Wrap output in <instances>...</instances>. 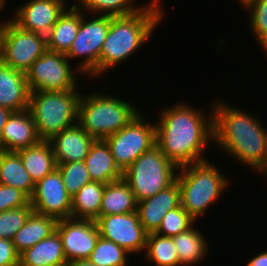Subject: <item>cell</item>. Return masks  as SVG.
I'll list each match as a JSON object with an SVG mask.
<instances>
[{"instance_id":"cell-1","label":"cell","mask_w":267,"mask_h":266,"mask_svg":"<svg viewBox=\"0 0 267 266\" xmlns=\"http://www.w3.org/2000/svg\"><path fill=\"white\" fill-rule=\"evenodd\" d=\"M180 103L163 109L156 123V145L178 168L206 161L204 149L214 140L213 110L209 117Z\"/></svg>"},{"instance_id":"cell-2","label":"cell","mask_w":267,"mask_h":266,"mask_svg":"<svg viewBox=\"0 0 267 266\" xmlns=\"http://www.w3.org/2000/svg\"><path fill=\"white\" fill-rule=\"evenodd\" d=\"M214 140L223 151L254 171L264 163L267 129L257 115L245 113L240 108L223 102L213 104Z\"/></svg>"},{"instance_id":"cell-3","label":"cell","mask_w":267,"mask_h":266,"mask_svg":"<svg viewBox=\"0 0 267 266\" xmlns=\"http://www.w3.org/2000/svg\"><path fill=\"white\" fill-rule=\"evenodd\" d=\"M158 1H151L136 13L112 17L97 65V78L129 59L151 37L165 13Z\"/></svg>"},{"instance_id":"cell-4","label":"cell","mask_w":267,"mask_h":266,"mask_svg":"<svg viewBox=\"0 0 267 266\" xmlns=\"http://www.w3.org/2000/svg\"><path fill=\"white\" fill-rule=\"evenodd\" d=\"M100 93H82L78 104L77 123L96 140L117 133L140 113L133 103Z\"/></svg>"},{"instance_id":"cell-5","label":"cell","mask_w":267,"mask_h":266,"mask_svg":"<svg viewBox=\"0 0 267 266\" xmlns=\"http://www.w3.org/2000/svg\"><path fill=\"white\" fill-rule=\"evenodd\" d=\"M202 161L179 167L176 181L181 206L197 221L220 198L230 183L213 163Z\"/></svg>"},{"instance_id":"cell-6","label":"cell","mask_w":267,"mask_h":266,"mask_svg":"<svg viewBox=\"0 0 267 266\" xmlns=\"http://www.w3.org/2000/svg\"><path fill=\"white\" fill-rule=\"evenodd\" d=\"M80 97L77 90L30 92L28 109L41 140L48 141L77 123Z\"/></svg>"},{"instance_id":"cell-7","label":"cell","mask_w":267,"mask_h":266,"mask_svg":"<svg viewBox=\"0 0 267 266\" xmlns=\"http://www.w3.org/2000/svg\"><path fill=\"white\" fill-rule=\"evenodd\" d=\"M178 169L155 145L140 155L123 172V179L138 202L172 185L176 181Z\"/></svg>"},{"instance_id":"cell-8","label":"cell","mask_w":267,"mask_h":266,"mask_svg":"<svg viewBox=\"0 0 267 266\" xmlns=\"http://www.w3.org/2000/svg\"><path fill=\"white\" fill-rule=\"evenodd\" d=\"M114 161L124 172L140 155L156 145V123L139 113L117 133L104 139Z\"/></svg>"},{"instance_id":"cell-9","label":"cell","mask_w":267,"mask_h":266,"mask_svg":"<svg viewBox=\"0 0 267 266\" xmlns=\"http://www.w3.org/2000/svg\"><path fill=\"white\" fill-rule=\"evenodd\" d=\"M47 39L18 26L12 18L2 24L1 62L25 73L46 51Z\"/></svg>"},{"instance_id":"cell-10","label":"cell","mask_w":267,"mask_h":266,"mask_svg":"<svg viewBox=\"0 0 267 266\" xmlns=\"http://www.w3.org/2000/svg\"><path fill=\"white\" fill-rule=\"evenodd\" d=\"M86 14L81 10V23L75 40L66 57L81 58L75 68L79 73H85L89 77L97 76V65L100 53L109 31L112 16L96 15L90 21H86ZM76 57V58H75ZM84 58V59H82Z\"/></svg>"},{"instance_id":"cell-11","label":"cell","mask_w":267,"mask_h":266,"mask_svg":"<svg viewBox=\"0 0 267 266\" xmlns=\"http://www.w3.org/2000/svg\"><path fill=\"white\" fill-rule=\"evenodd\" d=\"M73 70L66 54L47 50L27 69L25 78L30 92L76 90Z\"/></svg>"},{"instance_id":"cell-12","label":"cell","mask_w":267,"mask_h":266,"mask_svg":"<svg viewBox=\"0 0 267 266\" xmlns=\"http://www.w3.org/2000/svg\"><path fill=\"white\" fill-rule=\"evenodd\" d=\"M95 221L101 237L116 243L131 255L144 252L148 233L137 212L99 216Z\"/></svg>"},{"instance_id":"cell-13","label":"cell","mask_w":267,"mask_h":266,"mask_svg":"<svg viewBox=\"0 0 267 266\" xmlns=\"http://www.w3.org/2000/svg\"><path fill=\"white\" fill-rule=\"evenodd\" d=\"M56 231L61 238L67 262L88 259L100 236L95 220L60 219Z\"/></svg>"},{"instance_id":"cell-14","label":"cell","mask_w":267,"mask_h":266,"mask_svg":"<svg viewBox=\"0 0 267 266\" xmlns=\"http://www.w3.org/2000/svg\"><path fill=\"white\" fill-rule=\"evenodd\" d=\"M30 204L33 211L57 220L71 217L72 196L67 193L57 168L35 184Z\"/></svg>"},{"instance_id":"cell-15","label":"cell","mask_w":267,"mask_h":266,"mask_svg":"<svg viewBox=\"0 0 267 266\" xmlns=\"http://www.w3.org/2000/svg\"><path fill=\"white\" fill-rule=\"evenodd\" d=\"M66 5L68 4L64 0H29L17 7L12 20L21 28L47 39Z\"/></svg>"},{"instance_id":"cell-16","label":"cell","mask_w":267,"mask_h":266,"mask_svg":"<svg viewBox=\"0 0 267 266\" xmlns=\"http://www.w3.org/2000/svg\"><path fill=\"white\" fill-rule=\"evenodd\" d=\"M181 205L180 187L175 181L168 188L150 198L137 202L136 212L141 225L149 234L156 232L168 211Z\"/></svg>"},{"instance_id":"cell-17","label":"cell","mask_w":267,"mask_h":266,"mask_svg":"<svg viewBox=\"0 0 267 266\" xmlns=\"http://www.w3.org/2000/svg\"><path fill=\"white\" fill-rule=\"evenodd\" d=\"M95 140L76 123L52 136L48 142L57 164H64L84 161Z\"/></svg>"},{"instance_id":"cell-18","label":"cell","mask_w":267,"mask_h":266,"mask_svg":"<svg viewBox=\"0 0 267 266\" xmlns=\"http://www.w3.org/2000/svg\"><path fill=\"white\" fill-rule=\"evenodd\" d=\"M40 141L29 109L11 112L0 137V150L16 152Z\"/></svg>"},{"instance_id":"cell-19","label":"cell","mask_w":267,"mask_h":266,"mask_svg":"<svg viewBox=\"0 0 267 266\" xmlns=\"http://www.w3.org/2000/svg\"><path fill=\"white\" fill-rule=\"evenodd\" d=\"M30 90L25 73L0 61V106L11 112L28 109Z\"/></svg>"},{"instance_id":"cell-20","label":"cell","mask_w":267,"mask_h":266,"mask_svg":"<svg viewBox=\"0 0 267 266\" xmlns=\"http://www.w3.org/2000/svg\"><path fill=\"white\" fill-rule=\"evenodd\" d=\"M84 163L92 181L108 184L123 178L105 140L94 141Z\"/></svg>"},{"instance_id":"cell-21","label":"cell","mask_w":267,"mask_h":266,"mask_svg":"<svg viewBox=\"0 0 267 266\" xmlns=\"http://www.w3.org/2000/svg\"><path fill=\"white\" fill-rule=\"evenodd\" d=\"M66 264L62 241L57 231L19 254V266H65Z\"/></svg>"},{"instance_id":"cell-22","label":"cell","mask_w":267,"mask_h":266,"mask_svg":"<svg viewBox=\"0 0 267 266\" xmlns=\"http://www.w3.org/2000/svg\"><path fill=\"white\" fill-rule=\"evenodd\" d=\"M77 5V3L73 4L68 11V8H66L51 28L50 36L47 38L49 51L62 54L68 53L81 23V8Z\"/></svg>"},{"instance_id":"cell-23","label":"cell","mask_w":267,"mask_h":266,"mask_svg":"<svg viewBox=\"0 0 267 266\" xmlns=\"http://www.w3.org/2000/svg\"><path fill=\"white\" fill-rule=\"evenodd\" d=\"M58 220L32 211L25 224L12 238L15 250L21 254L56 231Z\"/></svg>"},{"instance_id":"cell-24","label":"cell","mask_w":267,"mask_h":266,"mask_svg":"<svg viewBox=\"0 0 267 266\" xmlns=\"http://www.w3.org/2000/svg\"><path fill=\"white\" fill-rule=\"evenodd\" d=\"M16 152L35 184L57 168V162L48 141L41 140L34 146Z\"/></svg>"},{"instance_id":"cell-25","label":"cell","mask_w":267,"mask_h":266,"mask_svg":"<svg viewBox=\"0 0 267 266\" xmlns=\"http://www.w3.org/2000/svg\"><path fill=\"white\" fill-rule=\"evenodd\" d=\"M0 184L15 187L29 198L34 193L35 183L15 151L0 150Z\"/></svg>"},{"instance_id":"cell-26","label":"cell","mask_w":267,"mask_h":266,"mask_svg":"<svg viewBox=\"0 0 267 266\" xmlns=\"http://www.w3.org/2000/svg\"><path fill=\"white\" fill-rule=\"evenodd\" d=\"M137 201L128 183L123 179L105 185L100 216L136 212Z\"/></svg>"},{"instance_id":"cell-27","label":"cell","mask_w":267,"mask_h":266,"mask_svg":"<svg viewBox=\"0 0 267 266\" xmlns=\"http://www.w3.org/2000/svg\"><path fill=\"white\" fill-rule=\"evenodd\" d=\"M104 183L92 181L72 196L71 218L96 220L100 216Z\"/></svg>"},{"instance_id":"cell-28","label":"cell","mask_w":267,"mask_h":266,"mask_svg":"<svg viewBox=\"0 0 267 266\" xmlns=\"http://www.w3.org/2000/svg\"><path fill=\"white\" fill-rule=\"evenodd\" d=\"M191 227L188 230L172 237L177 249L179 262L182 266L196 265L206 258L208 244L200 230Z\"/></svg>"},{"instance_id":"cell-29","label":"cell","mask_w":267,"mask_h":266,"mask_svg":"<svg viewBox=\"0 0 267 266\" xmlns=\"http://www.w3.org/2000/svg\"><path fill=\"white\" fill-rule=\"evenodd\" d=\"M144 251L147 253L144 259L156 266H182L172 237L149 233Z\"/></svg>"},{"instance_id":"cell-30","label":"cell","mask_w":267,"mask_h":266,"mask_svg":"<svg viewBox=\"0 0 267 266\" xmlns=\"http://www.w3.org/2000/svg\"><path fill=\"white\" fill-rule=\"evenodd\" d=\"M127 255L131 254L116 243L99 236L88 260L97 266H127Z\"/></svg>"},{"instance_id":"cell-31","label":"cell","mask_w":267,"mask_h":266,"mask_svg":"<svg viewBox=\"0 0 267 266\" xmlns=\"http://www.w3.org/2000/svg\"><path fill=\"white\" fill-rule=\"evenodd\" d=\"M133 0H82L79 4L81 10H85L86 14L91 11L92 14H98L103 16H126L136 13L143 8V4L135 5ZM82 6V7H81ZM83 8V9H82Z\"/></svg>"},{"instance_id":"cell-32","label":"cell","mask_w":267,"mask_h":266,"mask_svg":"<svg viewBox=\"0 0 267 266\" xmlns=\"http://www.w3.org/2000/svg\"><path fill=\"white\" fill-rule=\"evenodd\" d=\"M57 169L70 196L75 195L85 184L92 182L84 161L57 164Z\"/></svg>"},{"instance_id":"cell-33","label":"cell","mask_w":267,"mask_h":266,"mask_svg":"<svg viewBox=\"0 0 267 266\" xmlns=\"http://www.w3.org/2000/svg\"><path fill=\"white\" fill-rule=\"evenodd\" d=\"M194 222L196 220L180 205L166 213L155 233L173 237L191 228Z\"/></svg>"},{"instance_id":"cell-34","label":"cell","mask_w":267,"mask_h":266,"mask_svg":"<svg viewBox=\"0 0 267 266\" xmlns=\"http://www.w3.org/2000/svg\"><path fill=\"white\" fill-rule=\"evenodd\" d=\"M250 12V26L257 44L267 52V0H253L245 7Z\"/></svg>"},{"instance_id":"cell-35","label":"cell","mask_w":267,"mask_h":266,"mask_svg":"<svg viewBox=\"0 0 267 266\" xmlns=\"http://www.w3.org/2000/svg\"><path fill=\"white\" fill-rule=\"evenodd\" d=\"M32 211V206H22L0 212V238L12 240Z\"/></svg>"},{"instance_id":"cell-36","label":"cell","mask_w":267,"mask_h":266,"mask_svg":"<svg viewBox=\"0 0 267 266\" xmlns=\"http://www.w3.org/2000/svg\"><path fill=\"white\" fill-rule=\"evenodd\" d=\"M31 206L30 198L21 190L0 184V212Z\"/></svg>"},{"instance_id":"cell-37","label":"cell","mask_w":267,"mask_h":266,"mask_svg":"<svg viewBox=\"0 0 267 266\" xmlns=\"http://www.w3.org/2000/svg\"><path fill=\"white\" fill-rule=\"evenodd\" d=\"M0 266H19V253L11 239L0 238Z\"/></svg>"},{"instance_id":"cell-38","label":"cell","mask_w":267,"mask_h":266,"mask_svg":"<svg viewBox=\"0 0 267 266\" xmlns=\"http://www.w3.org/2000/svg\"><path fill=\"white\" fill-rule=\"evenodd\" d=\"M246 266H267V250L251 258V260L247 262Z\"/></svg>"},{"instance_id":"cell-39","label":"cell","mask_w":267,"mask_h":266,"mask_svg":"<svg viewBox=\"0 0 267 266\" xmlns=\"http://www.w3.org/2000/svg\"><path fill=\"white\" fill-rule=\"evenodd\" d=\"M10 114L11 111L9 109L0 106V137Z\"/></svg>"},{"instance_id":"cell-40","label":"cell","mask_w":267,"mask_h":266,"mask_svg":"<svg viewBox=\"0 0 267 266\" xmlns=\"http://www.w3.org/2000/svg\"><path fill=\"white\" fill-rule=\"evenodd\" d=\"M65 266H97V265L90 262L88 259H83V260H73L67 262Z\"/></svg>"},{"instance_id":"cell-41","label":"cell","mask_w":267,"mask_h":266,"mask_svg":"<svg viewBox=\"0 0 267 266\" xmlns=\"http://www.w3.org/2000/svg\"><path fill=\"white\" fill-rule=\"evenodd\" d=\"M258 171H260L259 174L260 173H263V175L267 174V145H266V156L264 159V163L256 172Z\"/></svg>"},{"instance_id":"cell-42","label":"cell","mask_w":267,"mask_h":266,"mask_svg":"<svg viewBox=\"0 0 267 266\" xmlns=\"http://www.w3.org/2000/svg\"><path fill=\"white\" fill-rule=\"evenodd\" d=\"M2 23H0V60H1Z\"/></svg>"},{"instance_id":"cell-43","label":"cell","mask_w":267,"mask_h":266,"mask_svg":"<svg viewBox=\"0 0 267 266\" xmlns=\"http://www.w3.org/2000/svg\"><path fill=\"white\" fill-rule=\"evenodd\" d=\"M240 3H242V6L245 7L248 3H250L253 0H238Z\"/></svg>"},{"instance_id":"cell-44","label":"cell","mask_w":267,"mask_h":266,"mask_svg":"<svg viewBox=\"0 0 267 266\" xmlns=\"http://www.w3.org/2000/svg\"><path fill=\"white\" fill-rule=\"evenodd\" d=\"M5 6V0H0V10Z\"/></svg>"}]
</instances>
